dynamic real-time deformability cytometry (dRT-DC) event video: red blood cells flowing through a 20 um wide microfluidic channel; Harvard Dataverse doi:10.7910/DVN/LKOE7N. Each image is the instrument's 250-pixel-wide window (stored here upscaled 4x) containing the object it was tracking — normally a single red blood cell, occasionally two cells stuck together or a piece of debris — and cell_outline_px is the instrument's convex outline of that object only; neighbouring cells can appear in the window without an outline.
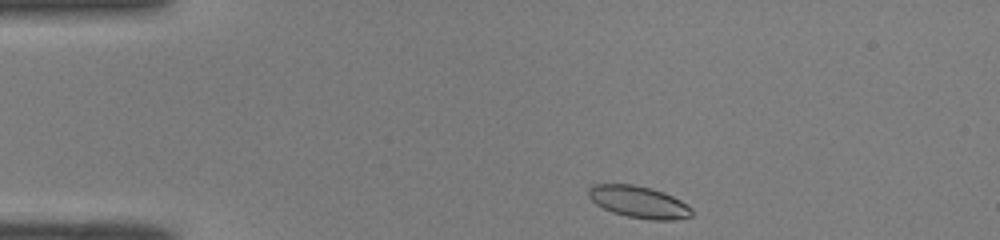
{"species": "common noctule bat (a hibernating species)", "species_latin": "Nyctalus noctula", "temperature_condition": "room temperature", "stored_images_in_passage": 42, "camera_frame_rate_fps": 3000, "um_per_image_px": 0.085, "animal": {"sex": "male", "body_mass_g": 19.0, "forearm_length_mm": 50.8}, "frame": {"image": 1, "passage_image": 1, "time_ms": 0.0, "image_size_px": [1000, 240], "cell_outline_px": [[692, 216], [672, 220], [652, 220], [628, 216], [612, 212], [596, 204], [588, 196], [588, 188], [592, 184], [632, 184], [652, 188], [664, 192], [680, 200], [692, 208]], "centroid_in_image_um": [54.29, 17.16], "position_along_channel_um": 30.7, "area_um2": 19.19}}
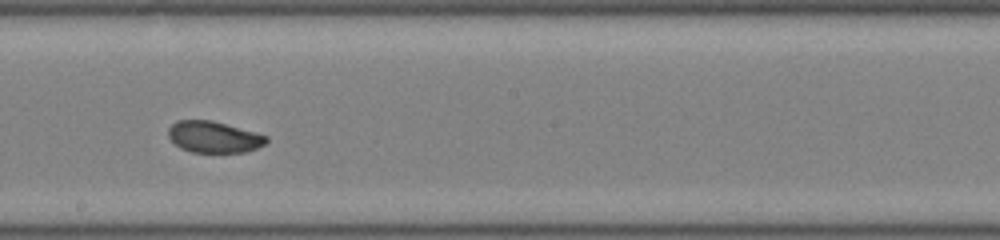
{"frame": {"image": 2, "passage_image": 20, "time_ms": 6.333, "image_size_px": [1000, 240], "cell_outline_px": [[268, 140], [264, 144], [256, 148], [244, 152], [192, 152], [180, 148], [168, 136], [168, 128], [176, 120], [212, 120], [256, 132], [268, 136]], "centroid_in_image_um": [18.17, 11.63], "position_along_channel_um": 230.0, "area_um2": 17.92}}
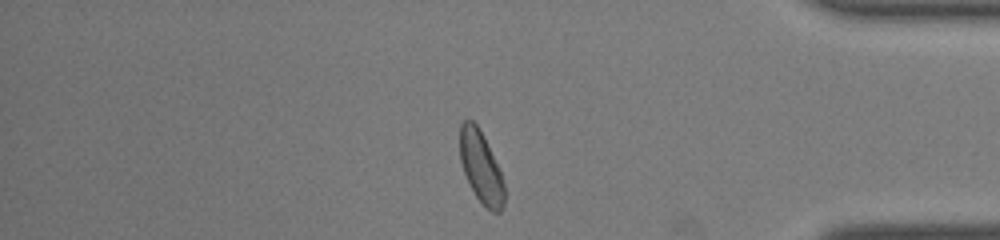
{"frame": {"image": 3, "passage_image": 34, "time_ms": 11.0, "image_size_px": [1000, 240], "cell_outline_px": [[504, 204], [500, 212], [492, 212], [476, 196], [464, 172], [460, 160], [460, 124], [464, 120], [472, 120], [476, 124], [500, 172], [504, 184]], "centroid_in_image_um": [40.87, 14.22], "position_along_channel_um": 394.3, "area_um2": 17.8}, "authors_computed_cell_mechanics": {"area_um2": 19.2185, "velocity_mm_per_s": 4.0535, "shape_relaxation_time_tau1_ms": 3.6202, "shape_relaxation_time_tau2_ms": 3.1657, "deformation_change_tau1": 0.1246, "deformation_change_tau2": 0.0433}}